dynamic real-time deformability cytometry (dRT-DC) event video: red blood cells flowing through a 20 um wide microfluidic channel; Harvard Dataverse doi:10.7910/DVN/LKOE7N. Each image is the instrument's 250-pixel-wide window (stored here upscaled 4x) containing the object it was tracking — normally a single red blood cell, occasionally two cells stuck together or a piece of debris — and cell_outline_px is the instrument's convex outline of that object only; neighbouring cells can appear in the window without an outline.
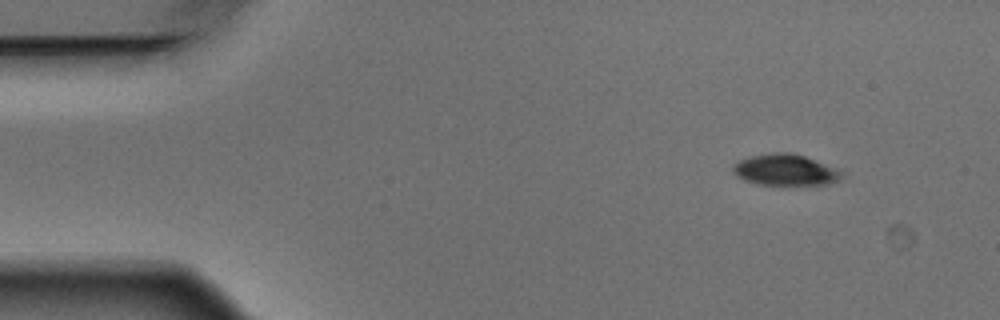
{"species": "Egyptian fruit bat (a non-hibernating species)", "species_latin": "Rousettus aegyptiacus", "temperature_condition": "warm", "stored_images_in_passage": 3, "camera_frame_rate_fps": 3000, "um_per_image_px": 0.085, "animal": {"sex": "male"}, "frame": {"image": 1, "passage_image": 1, "time_ms": 0.0, "image_size_px": [1000, 320], "cell_outline_px": [[844, 172], [840, 180], [828, 184], [788, 188], [756, 184], [744, 180], [736, 176], [732, 172], [732, 164], [740, 160], [752, 156], [772, 152], [792, 152], [840, 168]], "centroid_in_image_um": [66.79, 14.49], "position_along_channel_um": 18.2, "area_um2": 21.04}}
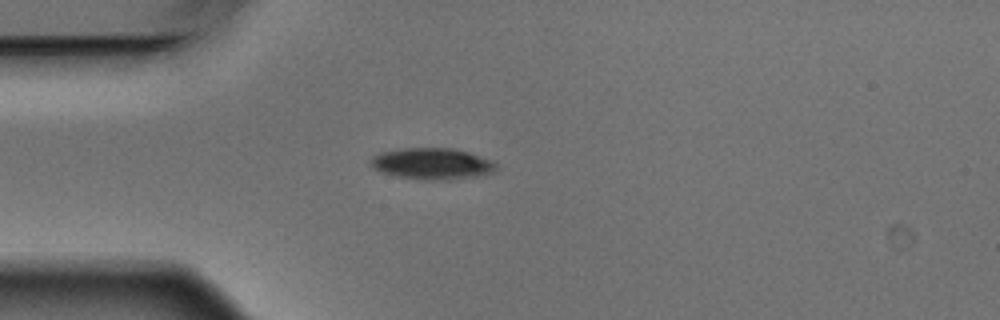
{"frame": {"image": 2, "passage_image": 3, "time_ms": 0.667, "image_size_px": [1000, 320], "cell_outline_px": [[496, 168], [492, 172], [476, 176], [452, 180], [420, 180], [396, 176], [380, 172], [372, 168], [368, 164], [368, 160], [372, 156], [380, 152], [400, 148], [452, 148], [468, 152], [492, 160], [496, 164]], "centroid_in_image_um": [36.65, 13.92], "position_along_channel_um": 48.4, "area_um2": 23.29}}